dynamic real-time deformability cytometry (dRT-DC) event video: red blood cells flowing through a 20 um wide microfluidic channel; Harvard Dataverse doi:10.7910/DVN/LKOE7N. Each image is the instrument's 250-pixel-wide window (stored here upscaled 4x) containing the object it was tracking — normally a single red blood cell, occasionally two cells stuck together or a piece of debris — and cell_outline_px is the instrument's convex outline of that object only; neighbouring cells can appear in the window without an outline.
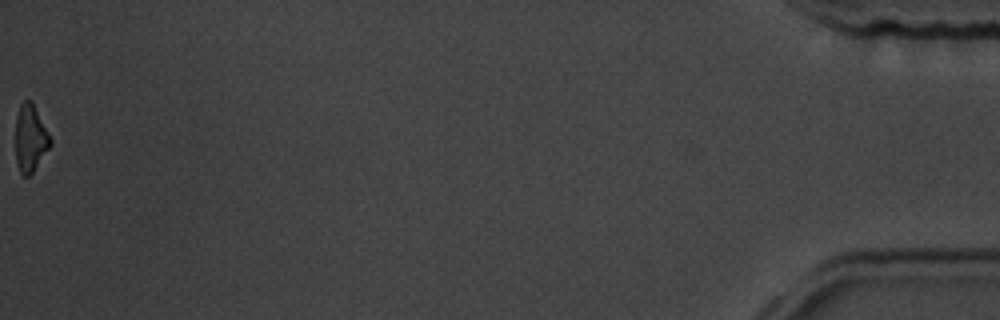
{"species": "common noctule bat (a hibernating species)", "species_latin": "Nyctalus noctula", "temperature_condition": "room temperature", "stored_images_in_passage": 58, "segment_of_instrument_passage": [2, 2], "camera_frame_rate_fps": 3000, "um_per_image_px": 0.085, "animal": {"sex": "male", "body_mass_g": 19.5, "forearm_length_mm": 54.6}, "frame": {"image": 1, "passage_image": 58, "time_ms": 19.0, "image_size_px": [1000, 320], "cell_outline_px": [[52, 144], [32, 172], [28, 176], [24, 176], [20, 172], [16, 160], [16, 116], [20, 104], [24, 100], [32, 100], [52, 140]], "centroid_in_image_um": [2.58, 11.72], "position_along_channel_um": 432.6, "area_um2": 13.53}}